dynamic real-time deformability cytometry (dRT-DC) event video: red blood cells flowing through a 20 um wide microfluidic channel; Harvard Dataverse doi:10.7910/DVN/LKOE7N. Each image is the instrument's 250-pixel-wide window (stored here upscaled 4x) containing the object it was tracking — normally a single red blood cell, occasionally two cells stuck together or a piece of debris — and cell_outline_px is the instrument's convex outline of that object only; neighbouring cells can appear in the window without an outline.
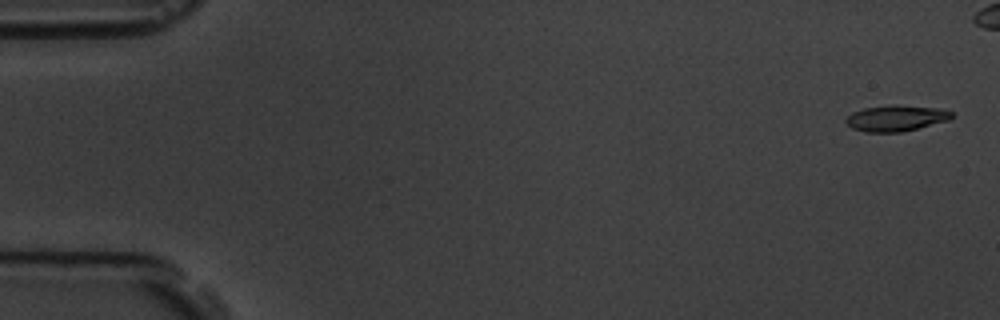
{"species": "common noctule bat (a hibernating species)", "species_latin": "Nyctalus noctula", "temperature_condition": "room temperature", "stored_images_in_passage": 6, "camera_frame_rate_fps": 3000, "um_per_image_px": 0.085, "animal": {"sex": "male", "body_mass_g": 19.5, "forearm_length_mm": 54.6}, "frame": {"image": 1, "passage_image": 1, "time_ms": 0.0, "image_size_px": [1000, 320], "cell_outline_px": [[952, 116], [948, 120], [900, 132], [868, 132], [852, 128], [844, 120], [852, 112], [864, 108], [892, 104], [936, 108], [952, 112]], "centroid_in_image_um": [76.11, 10.03], "position_along_channel_um": 8.9, "area_um2": 15.72}}
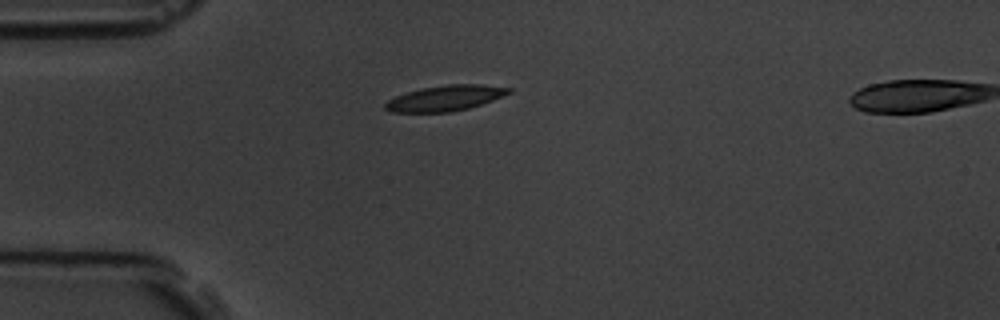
{"frame": {"image": 2, "passage_image": 6, "time_ms": 6.667, "image_size_px": [1000, 320], "cell_outline_px": [[512, 92], [504, 96], [468, 108], [452, 112], [392, 112], [384, 108], [384, 104], [388, 100], [396, 96], [420, 88], [448, 84], [484, 84], [512, 88]], "centroid_in_image_um": [37.87, 8.33], "position_along_channel_um": 47.1, "area_um2": 18.38}}